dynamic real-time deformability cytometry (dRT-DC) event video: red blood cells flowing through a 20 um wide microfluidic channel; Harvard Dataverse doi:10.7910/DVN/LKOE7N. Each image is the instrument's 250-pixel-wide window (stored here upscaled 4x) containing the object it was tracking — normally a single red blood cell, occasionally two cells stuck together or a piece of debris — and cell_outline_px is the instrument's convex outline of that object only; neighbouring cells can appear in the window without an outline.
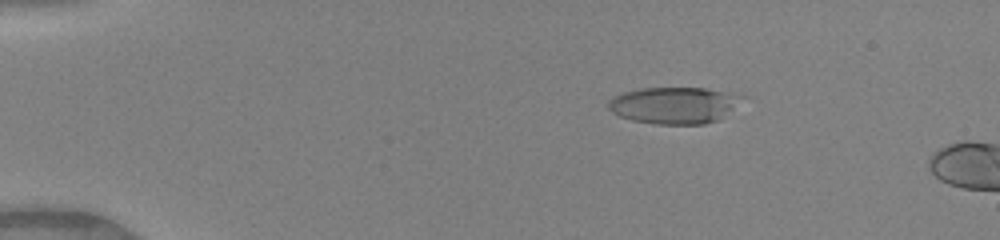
{"species": "human", "species_latin": "Homo sapiens", "temperature_condition": "warm", "stored_images_in_passage": 3, "camera_frame_rate_fps": 3000, "um_per_image_px": 0.085, "donor": {"sex": "female"}, "frame": {"image": 1, "passage_image": 2, "time_ms": 0.333, "image_size_px": [1000, 240], "cell_outline_px": [[748, 96], [716, 120], [704, 124], [656, 124], [632, 120], [620, 116], [612, 112], [608, 108], [608, 100], [624, 92], [640, 88], [704, 88]], "centroid_in_image_um": [57.28, 8.94], "position_along_channel_um": 27.7, "area_um2": 28.26}}